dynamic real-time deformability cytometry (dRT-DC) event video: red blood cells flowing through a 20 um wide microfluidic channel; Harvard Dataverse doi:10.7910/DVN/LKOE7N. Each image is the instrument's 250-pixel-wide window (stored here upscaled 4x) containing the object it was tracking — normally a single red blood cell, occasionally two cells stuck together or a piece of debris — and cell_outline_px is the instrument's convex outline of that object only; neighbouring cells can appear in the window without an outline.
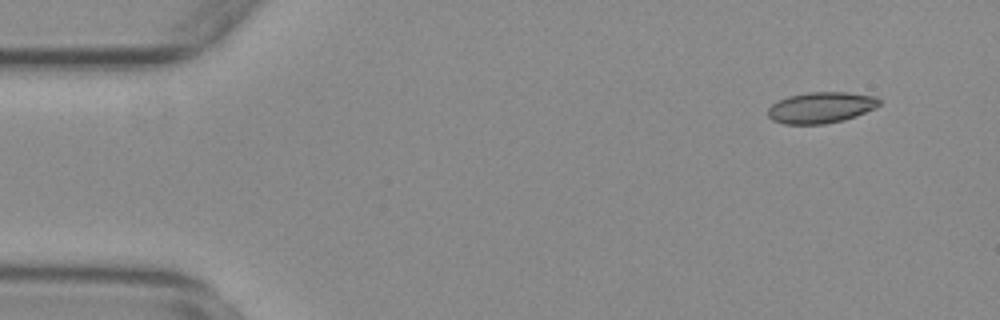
{"species": "common noctule bat (a hibernating species)", "species_latin": "Nyctalus noctula", "temperature_condition": "warm", "stored_images_in_passage": 11, "camera_frame_rate_fps": 3000, "um_per_image_px": 0.085, "animal": {"sex": "female", "body_mass_g": 29.2, "forearm_length_mm": 56.3}, "frame": {"image": 1, "passage_image": 2, "time_ms": 0.333, "image_size_px": [1000, 320], "cell_outline_px": [[880, 104], [876, 108], [856, 116], [844, 120], [824, 124], [784, 124], [772, 120], [768, 116], [768, 108], [772, 104], [788, 96], [808, 92], [848, 92], [876, 96], [880, 100]], "centroid_in_image_um": [69.8, 9.14], "position_along_channel_um": 15.2, "area_um2": 20.29}}